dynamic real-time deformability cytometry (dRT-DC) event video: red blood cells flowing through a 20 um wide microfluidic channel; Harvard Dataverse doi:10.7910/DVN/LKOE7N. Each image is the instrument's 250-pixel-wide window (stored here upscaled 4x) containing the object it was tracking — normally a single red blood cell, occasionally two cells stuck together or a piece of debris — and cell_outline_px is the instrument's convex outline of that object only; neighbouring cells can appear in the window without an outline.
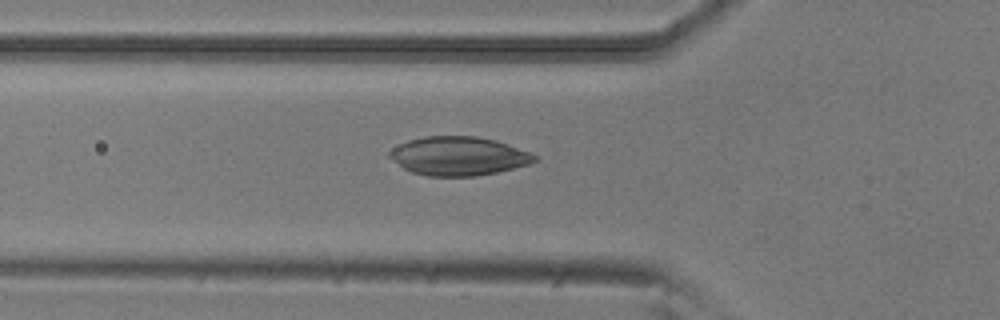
{"species": "common noctule bat (a hibernating species)", "species_latin": "Nyctalus noctula", "temperature_condition": "room temperature", "stored_images_in_passage": 5, "camera_frame_rate_fps": 3000, "um_per_image_px": 0.085, "animal": {"sex": "male", "body_mass_g": 20.5, "forearm_length_mm": 52.5}, "frame": {"image": 1, "passage_image": 5, "time_ms": 1.333, "image_size_px": [1000, 320], "cell_outline_px": [[540, 160], [532, 164], [496, 172], [476, 176], [428, 176], [412, 172], [404, 168], [392, 160], [388, 156], [388, 152], [392, 148], [408, 140], [424, 136], [476, 136], [496, 140], [528, 152], [536, 156]], "centroid_in_image_um": [38.97, 13.26], "position_along_channel_um": 86.8, "area_um2": 32.77}}